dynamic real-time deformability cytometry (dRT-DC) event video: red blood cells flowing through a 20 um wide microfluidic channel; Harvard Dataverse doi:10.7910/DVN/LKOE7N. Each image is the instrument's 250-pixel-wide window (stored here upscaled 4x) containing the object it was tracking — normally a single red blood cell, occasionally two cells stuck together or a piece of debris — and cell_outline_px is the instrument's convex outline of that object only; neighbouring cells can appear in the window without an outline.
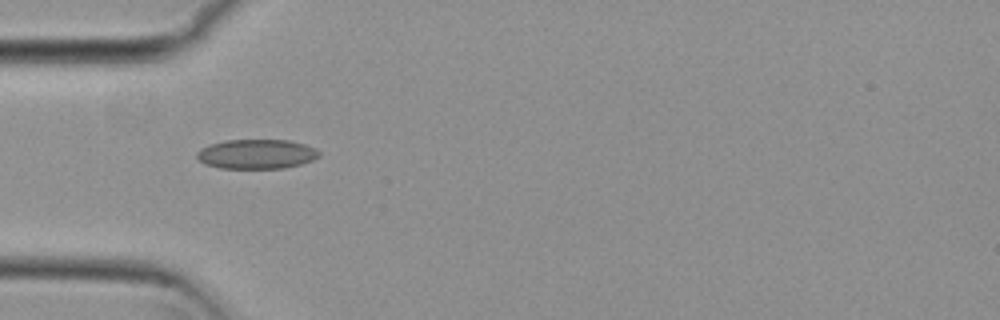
{"species": "common noctule bat (a hibernating species)", "species_latin": "Nyctalus noctula", "temperature_condition": "cold", "stored_images_in_passage": 38, "camera_frame_rate_fps": 3000, "um_per_image_px": 0.085, "animal": {"sex": "female", "body_mass_g": 29.2, "forearm_length_mm": 56.3}, "frame": {"image": 1, "passage_image": 1, "time_ms": 0.0, "image_size_px": [1000, 320], "cell_outline_px": [[320, 156], [312, 160], [300, 164], [284, 168], [220, 168], [204, 164], [196, 156], [196, 152], [200, 148], [208, 144], [228, 140], [288, 140], [304, 144], [316, 148], [320, 152]], "centroid_in_image_um": [21.79, 13.09], "position_along_channel_um": 63.2, "area_um2": 21.1}}
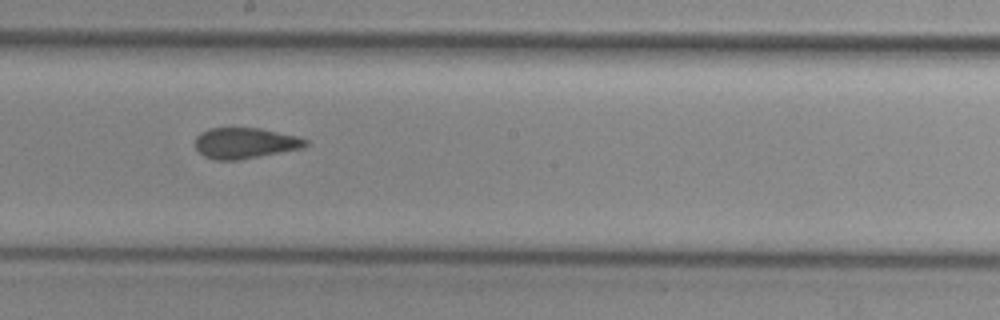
{"frame": {"image": 2, "passage_image": 14, "time_ms": 4.333, "image_size_px": [1000, 320], "cell_outline_px": [[308, 144], [304, 148], [240, 160], [216, 160], [204, 156], [196, 148], [196, 136], [200, 132], [208, 128], [260, 128], [296, 136], [308, 140]], "centroid_in_image_um": [20.83, 12.16], "position_along_channel_um": 227.4, "area_um2": 19.88}}
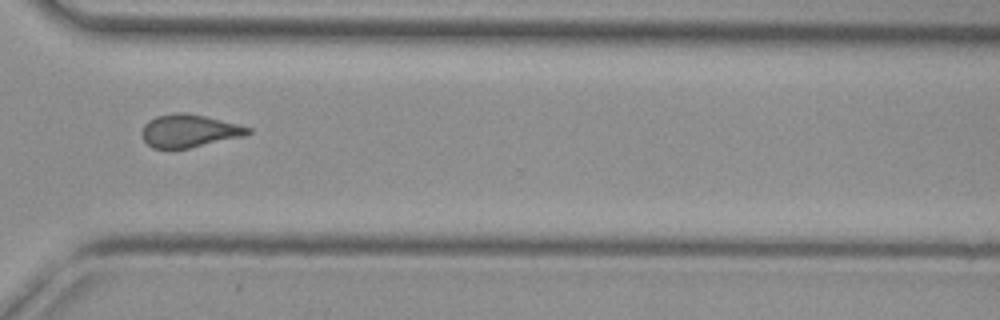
{"frame": {"image": 3, "passage_image": 24, "time_ms": 7.667, "image_size_px": [1000, 320], "cell_outline_px": [[252, 132], [244, 136], [188, 148], [152, 148], [144, 140], [140, 132], [144, 124], [148, 120], [156, 116], [176, 112], [184, 112], [204, 116], [252, 128]], "centroid_in_image_um": [16.04, 11.12], "position_along_channel_um": 354.6, "area_um2": 20.17}, "authors_computed_cell_mechanics": {"area_um2": 20.4323, "velocity_mm_per_s": 3.813, "shape_relaxation_time_tau1_ms": null, "shape_relaxation_time_tau2_ms": 1.9069, "deformation_change_tau1": null, "deformation_change_tau2": 0.082}}